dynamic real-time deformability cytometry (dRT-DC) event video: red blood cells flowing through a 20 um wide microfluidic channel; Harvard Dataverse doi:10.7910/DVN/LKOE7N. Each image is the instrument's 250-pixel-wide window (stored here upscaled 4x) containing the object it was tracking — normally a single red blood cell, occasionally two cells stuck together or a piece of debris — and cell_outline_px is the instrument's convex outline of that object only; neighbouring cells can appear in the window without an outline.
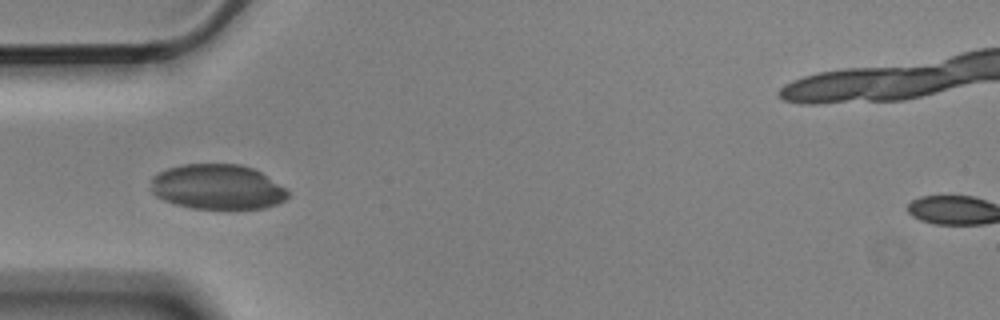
{"species": "Egyptian fruit bat (a non-hibernating species)", "species_latin": "Rousettus aegyptiacus", "temperature_condition": "cold", "stored_images_in_passage": 5, "camera_frame_rate_fps": 3000, "um_per_image_px": 0.085, "animal": {"sex": "male"}, "frame": {"image": 1, "passage_image": 5, "time_ms": 1.333, "image_size_px": [1000, 320], "cell_outline_px": [[288, 196], [284, 200], [276, 204], [264, 208], [192, 208], [176, 204], [164, 200], [156, 196], [152, 192], [152, 176], [168, 168], [184, 164], [240, 164], [252, 168], [260, 172], [284, 188], [288, 192]], "centroid_in_image_um": [18.46, 15.88], "position_along_channel_um": 66.5, "area_um2": 35.49}}